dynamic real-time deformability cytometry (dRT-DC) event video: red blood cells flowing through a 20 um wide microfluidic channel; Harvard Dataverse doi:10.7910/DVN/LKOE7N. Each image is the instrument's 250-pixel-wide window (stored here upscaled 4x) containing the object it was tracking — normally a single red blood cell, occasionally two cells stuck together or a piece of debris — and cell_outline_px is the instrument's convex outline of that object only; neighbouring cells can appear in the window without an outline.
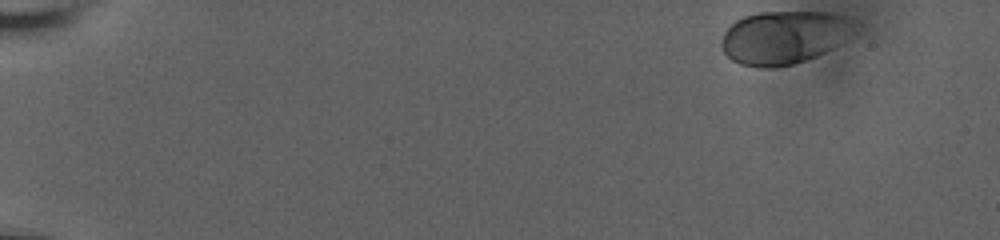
{"species": "human", "species_latin": "Homo sapiens", "temperature_condition": "room temperature", "stored_images_in_passage": 51, "camera_frame_rate_fps": 3000, "um_per_image_px": 0.085, "donor": {"sex": "male"}, "frame": {"image": 1, "passage_image": 1, "time_ms": 0.0, "image_size_px": [1000, 240], "cell_outline_px": [[844, 16], [840, 44], [816, 56], [792, 64], [764, 68], [760, 68], [740, 64], [732, 60], [724, 52], [720, 44], [720, 40], [724, 32], [736, 20], [744, 16], [760, 12], [828, 12]], "centroid_in_image_um": [66.4, 3.19], "position_along_channel_um": 18.6, "area_um2": 39.54}}
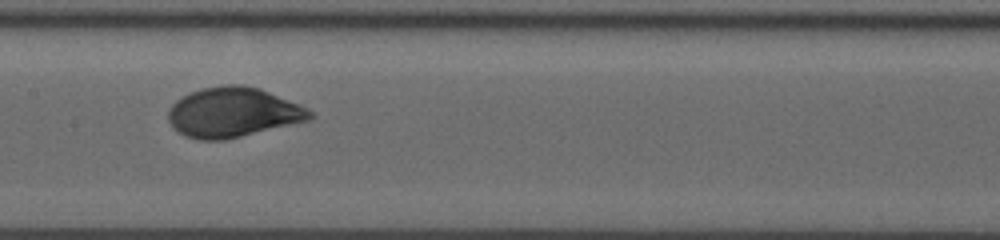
{"frame": {"image": 2, "passage_image": 28, "time_ms": 9.0, "image_size_px": [1000, 240], "cell_outline_px": [[312, 116], [308, 120], [224, 140], [200, 140], [188, 136], [172, 128], [168, 120], [168, 112], [172, 104], [176, 100], [192, 92], [204, 88], [224, 84], [244, 84], [260, 88], [300, 104], [308, 108], [312, 112]], "centroid_in_image_um": [19.8, 9.54], "position_along_channel_um": 187.6, "area_um2": 40.86}}
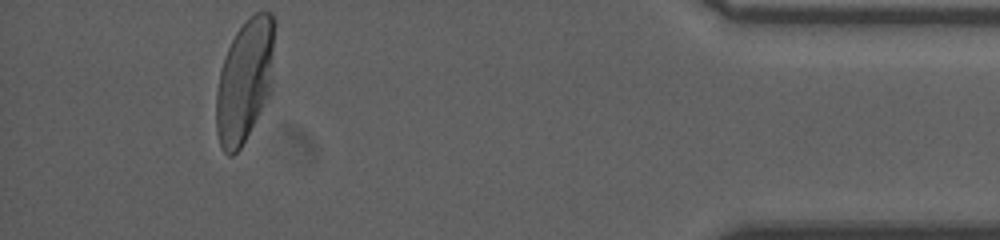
{"frame": {"image": 3, "passage_image": 51, "time_ms": 16.667, "image_size_px": [1000, 240], "cell_outline_px": [[272, 88], [268, 96], [240, 148], [232, 156], [228, 156], [220, 148], [216, 132], [216, 92], [220, 68], [224, 56], [236, 32], [256, 12], [272, 12]], "centroid_in_image_um": [20.75, 6.93], "position_along_channel_um": 414.5, "area_um2": 40.98}, "authors_computed_cell_mechanics": {"area_um2": 39.6508, "velocity_mm_per_s": 3.6097, "shape_relaxation_time_tau1_ms": 2.1993, "shape_relaxation_time_tau2_ms": null, "deformation_change_tau1": 0.136, "deformation_change_tau2": null}}